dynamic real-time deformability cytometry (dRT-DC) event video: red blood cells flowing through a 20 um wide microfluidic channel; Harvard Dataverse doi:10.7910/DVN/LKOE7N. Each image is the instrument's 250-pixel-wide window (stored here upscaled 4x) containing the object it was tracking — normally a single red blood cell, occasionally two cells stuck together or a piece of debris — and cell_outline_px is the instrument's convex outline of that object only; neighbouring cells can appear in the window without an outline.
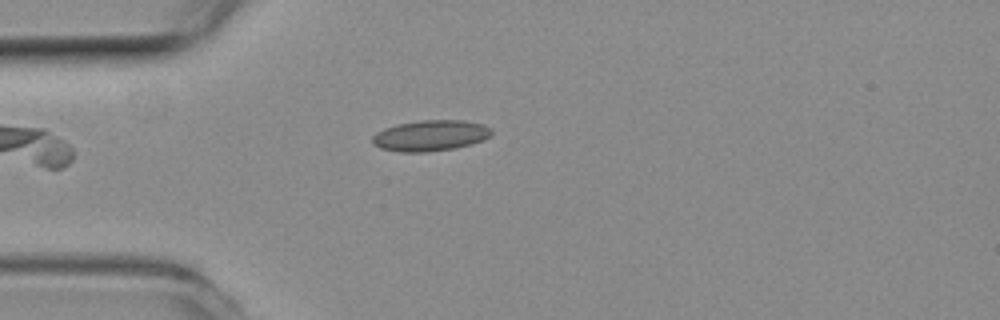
{"species": "common noctule bat (a hibernating species)", "species_latin": "Nyctalus noctula", "temperature_condition": "room temperature", "stored_images_in_passage": 40, "camera_frame_rate_fps": 3000, "um_per_image_px": 0.085, "animal": {"sex": "female", "body_mass_g": 19.3, "forearm_length_mm": 54.1}, "frame": {"image": 1, "passage_image": 1, "time_ms": 0.0, "image_size_px": [1000, 320], "cell_outline_px": [[492, 136], [484, 140], [472, 144], [452, 148], [424, 152], [400, 152], [380, 148], [372, 144], [372, 136], [376, 132], [384, 128], [396, 124], [420, 120], [464, 120], [484, 124], [492, 128]], "centroid_in_image_um": [36.6, 11.51], "position_along_channel_um": 48.4, "area_um2": 21.68}}
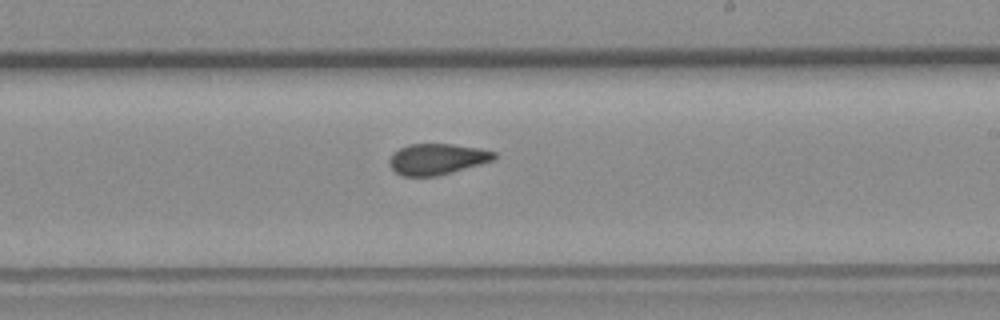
{"frame": {"image": 2, "passage_image": 18, "time_ms": 5.667, "image_size_px": [1000, 320], "cell_outline_px": [[496, 156], [492, 160], [452, 172], [436, 176], [400, 176], [388, 164], [388, 160], [392, 152], [408, 144], [452, 144], [480, 148], [496, 152]], "centroid_in_image_um": [37.09, 13.52], "position_along_channel_um": 251.9, "area_um2": 18.9}}
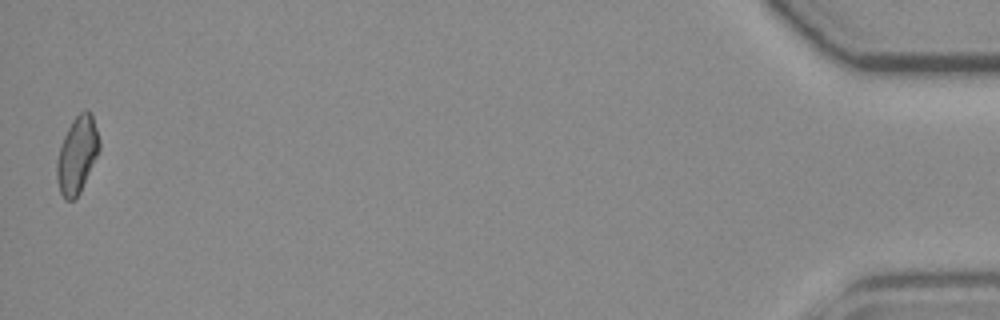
{"frame": {"image": 3, "passage_image": 40, "time_ms": 13.0, "image_size_px": [1000, 320], "cell_outline_px": [[100, 148], [80, 192], [72, 200], [64, 200], [60, 192], [56, 180], [56, 160], [64, 136], [72, 120], [80, 112], [88, 108], [92, 112], [100, 140]], "centroid_in_image_um": [6.55, 13.13], "position_along_channel_um": 428.6, "area_um2": 19.02}, "authors_computed_cell_mechanics": {"area_um2": 19.1318, "velocity_mm_per_s": 3.7934, "shape_relaxation_time_tau1_ms": null, "shape_relaxation_time_tau2_ms": 1.8633, "deformation_change_tau1": null, "deformation_change_tau2": 0.0798}}